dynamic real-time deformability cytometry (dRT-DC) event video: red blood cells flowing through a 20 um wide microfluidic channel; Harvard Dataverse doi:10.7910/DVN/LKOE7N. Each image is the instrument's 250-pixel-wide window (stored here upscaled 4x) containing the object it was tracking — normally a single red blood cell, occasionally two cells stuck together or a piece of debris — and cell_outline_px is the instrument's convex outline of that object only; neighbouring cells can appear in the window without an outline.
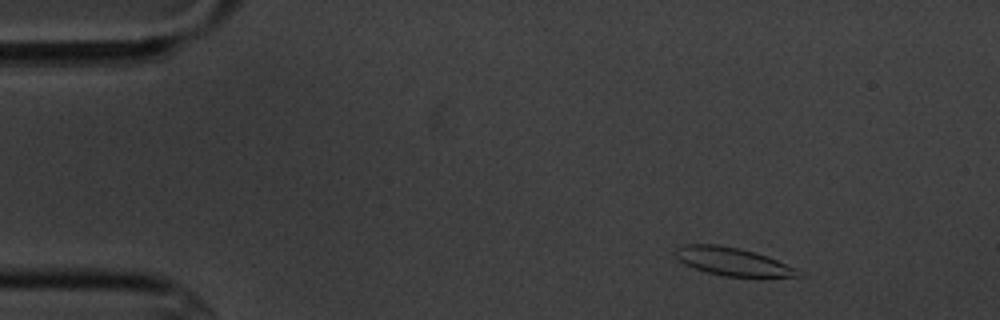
{"species": "common noctule bat (a hibernating species)", "species_latin": "Nyctalus noctula", "temperature_condition": "cold", "stored_images_in_passage": 9, "camera_frame_rate_fps": 3000, "um_per_image_px": 0.085, "animal": {"sex": "male", "body_mass_g": 20.1, "forearm_length_mm": 53.5}, "frame": {"image": 1, "passage_image": 2, "time_ms": 1.333, "image_size_px": [1000, 320], "cell_outline_px": [[796, 276], [724, 276], [708, 272], [684, 264], [676, 256], [676, 248], [684, 244], [716, 244], [740, 248], [756, 252], [796, 268]], "centroid_in_image_um": [62.18, 22.2], "position_along_channel_um": 22.8, "area_um2": 19.42}}
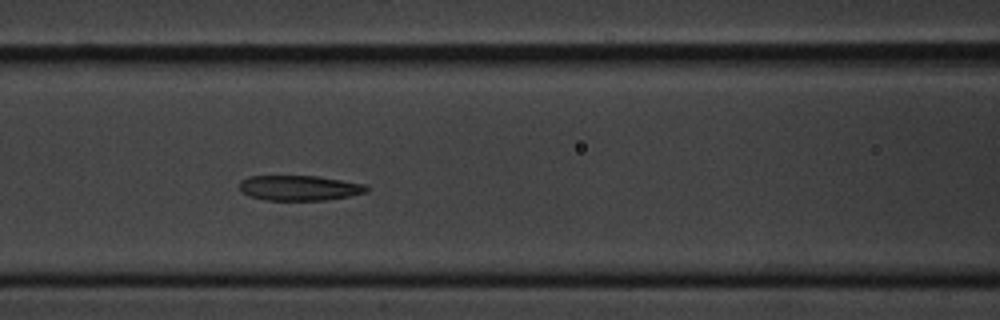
{"frame": {"image": 2, "passage_image": 7, "time_ms": 7.0, "image_size_px": [1000, 320], "cell_outline_px": [[372, 188], [368, 192], [348, 196], [324, 200], [264, 200], [240, 192], [240, 180], [248, 176], [316, 176], [368, 184]], "centroid_in_image_um": [25.49, 15.97], "position_along_channel_um": 141.1, "area_um2": 18.79}}
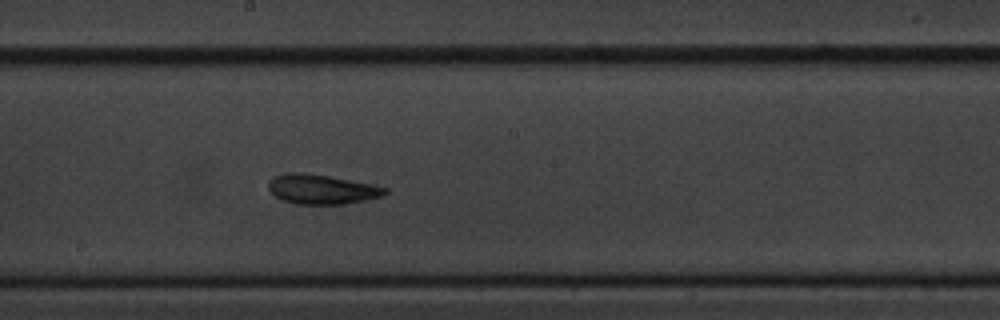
{"frame": {"image": 3, "passage_image": 9, "time_ms": 9.333, "image_size_px": [1000, 320], "cell_outline_px": [[388, 192], [384, 196], [344, 204], [296, 204], [280, 200], [268, 188], [268, 184], [272, 176], [288, 172], [300, 172], [328, 176], [372, 184], [388, 188]], "centroid_in_image_um": [27.33, 16.09], "position_along_channel_um": 220.9, "area_um2": 20.17}}